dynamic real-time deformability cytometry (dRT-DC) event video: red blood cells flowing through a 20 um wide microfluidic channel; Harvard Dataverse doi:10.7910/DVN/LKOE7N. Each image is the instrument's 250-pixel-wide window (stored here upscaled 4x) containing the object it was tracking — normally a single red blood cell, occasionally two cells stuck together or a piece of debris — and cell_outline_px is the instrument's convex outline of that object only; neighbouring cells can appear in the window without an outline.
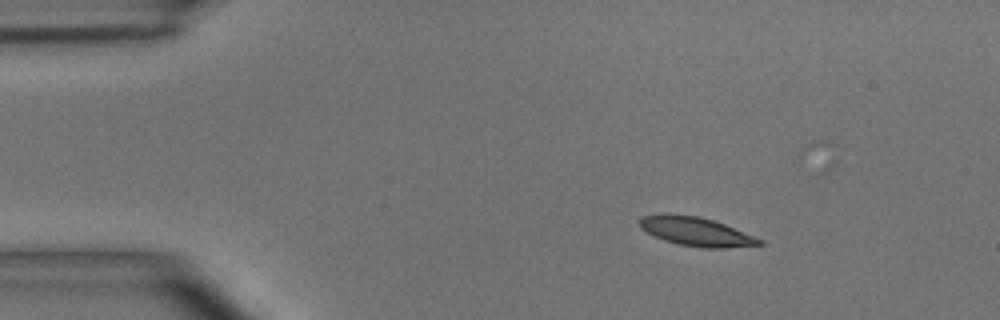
{"species": "common noctule bat (a hibernating species)", "species_latin": "Nyctalus noctula", "temperature_condition": "room temperature", "stored_images_in_passage": 41, "camera_frame_rate_fps": 3000, "um_per_image_px": 0.085, "animal": {"sex": "male", "body_mass_g": 15.6}, "frame": {"image": 1, "passage_image": 1, "time_ms": 0.0, "image_size_px": [1000, 320], "cell_outline_px": [[764, 244], [728, 248], [700, 248], [680, 244], [664, 240], [640, 228], [640, 216], [668, 212], [696, 216], [712, 220], [724, 224], [764, 240]], "centroid_in_image_um": [59.16, 19.67], "position_along_channel_um": 25.8, "area_um2": 20.17}}
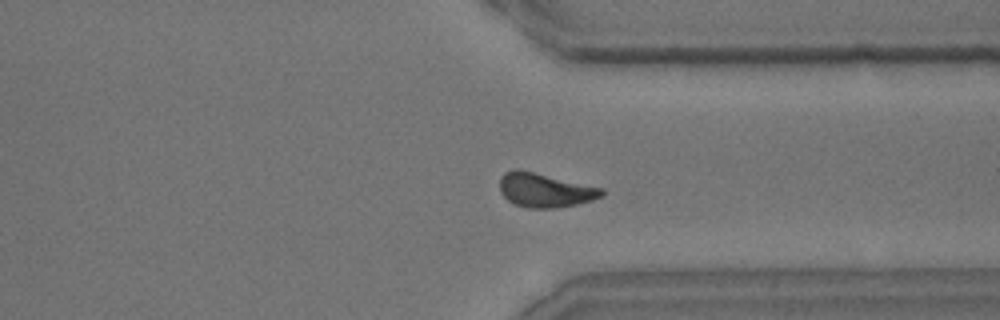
{"frame": {"image": 2, "passage_image": 32, "time_ms": 10.333, "image_size_px": [1000, 320], "cell_outline_px": [[604, 196], [592, 200], [576, 204], [556, 208], [528, 208], [516, 204], [508, 200], [500, 192], [500, 176], [504, 172], [516, 168], [604, 188]], "centroid_in_image_um": [46.32, 16.16], "position_along_channel_um": 365.1, "area_um2": 20.29}}
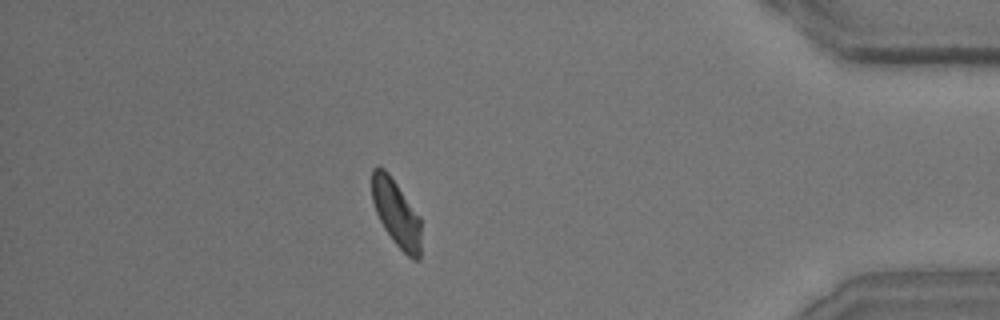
{"frame": {"image": 3, "passage_image": 38, "time_ms": 12.333, "image_size_px": [1000, 320], "cell_outline_px": [[420, 260], [412, 260], [392, 240], [384, 228], [376, 212], [372, 200], [372, 168], [376, 164], [384, 168], [388, 172], [420, 216]], "centroid_in_image_um": [33.67, 18.1], "position_along_channel_um": 401.5, "area_um2": 19.19}, "authors_computed_cell_mechanics": {"area_um2": 20.0566, "velocity_mm_per_s": 3.8938, "shape_relaxation_time_tau1_ms": 2.7698, "shape_relaxation_time_tau2_ms": 2.1522, "deformation_change_tau1": 0.0985, "deformation_change_tau2": 0.0705}}